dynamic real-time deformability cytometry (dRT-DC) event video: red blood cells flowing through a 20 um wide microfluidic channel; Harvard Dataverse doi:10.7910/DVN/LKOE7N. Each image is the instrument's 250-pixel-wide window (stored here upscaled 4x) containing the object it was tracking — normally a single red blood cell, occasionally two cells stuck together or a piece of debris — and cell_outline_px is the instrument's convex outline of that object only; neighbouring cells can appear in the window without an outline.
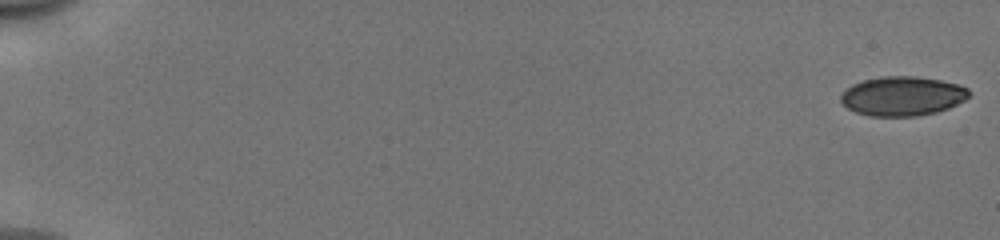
{"species": "human", "species_latin": "Homo sapiens", "temperature_condition": "cold", "stored_images_in_passage": 53, "camera_frame_rate_fps": 3000, "um_per_image_px": 0.085, "donor": {"sex": "male"}, "frame": {"image": 1, "passage_image": 1, "time_ms": 0.0, "image_size_px": [1000, 240], "cell_outline_px": [[972, 92], [964, 100], [948, 108], [936, 112], [916, 116], [868, 116], [856, 112], [848, 108], [840, 100], [840, 96], [852, 84], [864, 80], [880, 76], [916, 76], [940, 80], [960, 84], [968, 88]], "centroid_in_image_um": [76.73, 8.16], "position_along_channel_um": 8.3, "area_um2": 29.42}}
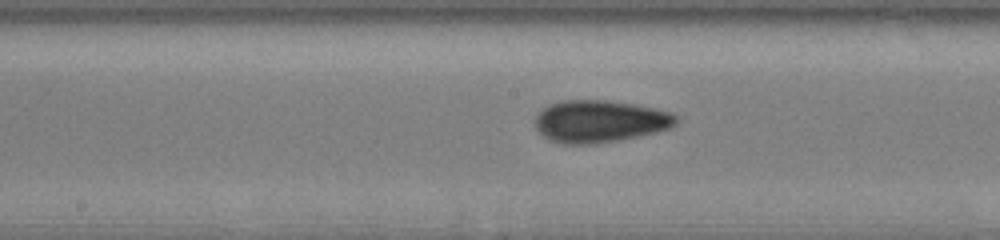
{"frame": {"image": 2, "passage_image": 30, "time_ms": 9.667, "image_size_px": [1000, 240], "cell_outline_px": [[680, 120], [672, 128], [656, 132], [620, 140], [596, 144], [564, 144], [548, 140], [536, 128], [536, 116], [548, 104], [560, 100], [608, 100], [636, 104], [656, 108], [672, 112], [680, 116]], "centroid_in_image_um": [51.04, 10.31], "position_along_channel_um": 197.2, "area_um2": 35.2}}
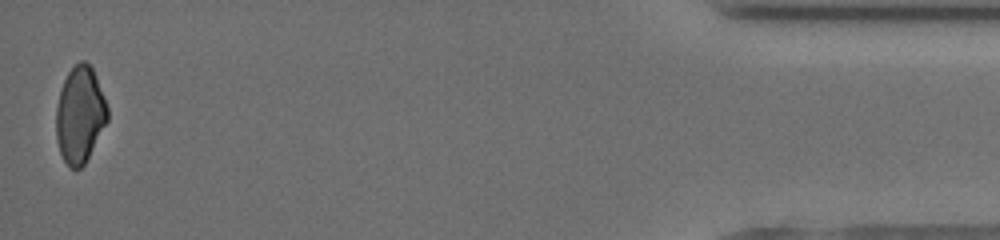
{"frame": {"image": 3, "passage_image": 53, "time_ms": 17.333, "image_size_px": [1000, 240], "cell_outline_px": [[108, 120], [84, 164], [80, 168], [72, 168], [64, 160], [60, 152], [56, 140], [56, 108], [60, 92], [64, 80], [68, 72], [80, 60], [84, 60], [92, 68], [96, 76], [104, 96], [108, 108]], "centroid_in_image_um": [6.79, 9.74], "position_along_channel_um": 428.4, "area_um2": 28.61}, "authors_computed_cell_mechanics": {"area_um2": 31.5588, "velocity_mm_per_s": 3.9934, "shape_relaxation_time_tau1_ms": 6.3806, "shape_relaxation_time_tau2_ms": 2.949, "deformation_change_tau1": 0.0969, "deformation_change_tau2": 0.073}}